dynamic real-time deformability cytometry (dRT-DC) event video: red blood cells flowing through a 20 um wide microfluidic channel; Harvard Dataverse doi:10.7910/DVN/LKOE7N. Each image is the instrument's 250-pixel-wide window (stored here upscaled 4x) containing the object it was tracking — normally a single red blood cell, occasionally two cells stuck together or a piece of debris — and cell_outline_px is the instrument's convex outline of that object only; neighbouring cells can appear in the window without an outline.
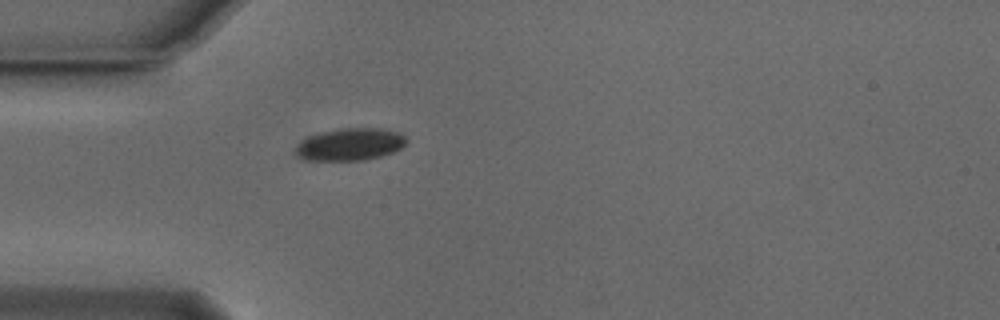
{"species": "Egyptian fruit bat (a non-hibernating species)", "species_latin": "Rousettus aegyptiacus", "temperature_condition": "cold", "stored_images_in_passage": 9, "camera_frame_rate_fps": 3000, "um_per_image_px": 0.085, "animal": {"sex": "male"}, "frame": {"image": 1, "passage_image": 1, "time_ms": 0.0, "image_size_px": [1000, 320], "cell_outline_px": [[404, 144], [400, 148], [392, 152], [380, 156], [364, 160], [308, 160], [300, 156], [296, 152], [296, 148], [308, 136], [316, 132], [340, 128], [380, 128], [400, 132], [404, 136]], "centroid_in_image_um": [29.76, 12.25], "position_along_channel_um": 55.2, "area_um2": 20.58}}
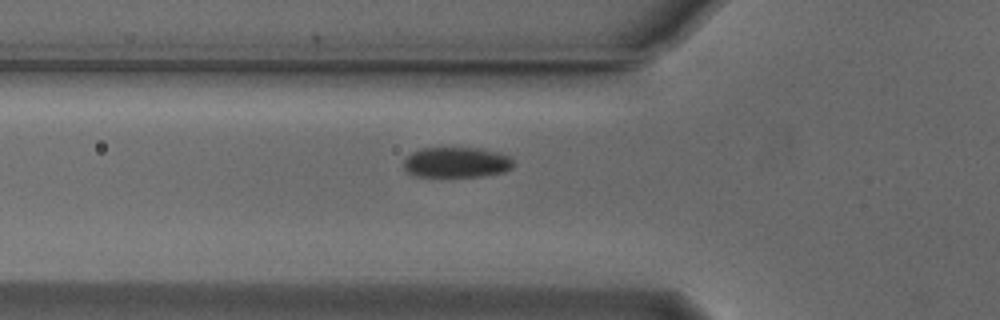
{"frame": {"image": 2, "passage_image": 4, "time_ms": 1.0, "image_size_px": [1000, 320], "cell_outline_px": [[512, 168], [504, 172], [484, 176], [412, 176], [400, 164], [412, 152], [420, 148], [480, 148], [500, 152], [512, 156]], "centroid_in_image_um": [38.8, 13.79], "position_along_channel_um": 87.0, "area_um2": 19.71}}
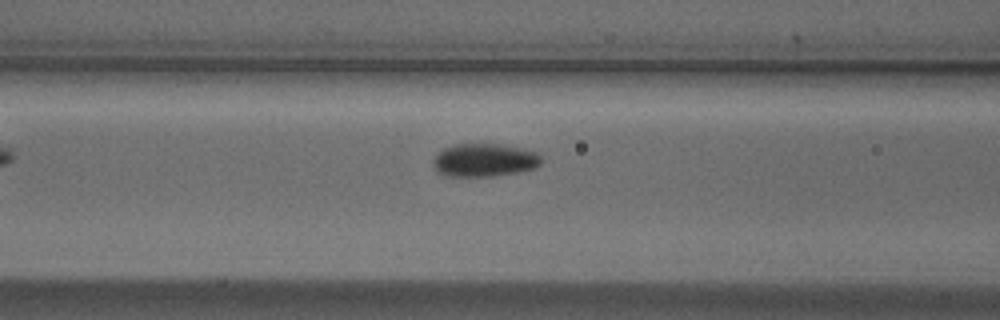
{"frame": {"image": 3, "passage_image": 7, "time_ms": 2.0, "image_size_px": [1000, 320], "cell_outline_px": [[544, 160], [536, 168], [520, 172], [492, 176], [444, 176], [436, 172], [432, 164], [432, 160], [436, 152], [452, 144], [472, 140], [484, 140], [504, 144], [540, 152]], "centroid_in_image_um": [41.16, 13.54], "position_along_channel_um": 125.4, "area_um2": 22.48}}